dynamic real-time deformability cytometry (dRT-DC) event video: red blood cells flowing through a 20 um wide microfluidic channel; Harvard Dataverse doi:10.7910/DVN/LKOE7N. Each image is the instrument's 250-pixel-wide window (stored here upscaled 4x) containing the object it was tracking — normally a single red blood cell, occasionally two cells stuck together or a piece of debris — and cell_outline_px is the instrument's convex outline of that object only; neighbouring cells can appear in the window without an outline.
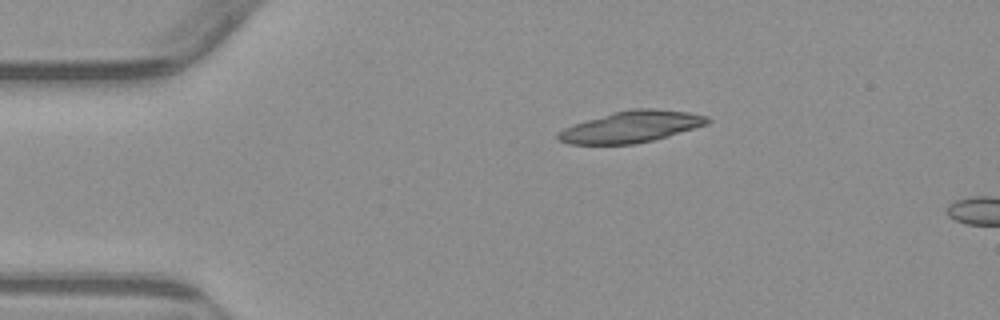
{"species": "common noctule bat (a hibernating species)", "species_latin": "Nyctalus noctula", "temperature_condition": "warm", "stored_images_in_passage": 5, "camera_frame_rate_fps": 3000, "um_per_image_px": 0.085, "animal": {"sex": "male", "body_mass_g": 23.1, "forearm_length_mm": 52.7}, "frame": {"image": 1, "passage_image": 1, "time_ms": 0.0, "image_size_px": [1000, 320], "cell_outline_px": [[712, 120], [708, 124], [668, 136], [636, 144], [568, 144], [556, 140], [556, 132], [572, 124], [612, 112], [632, 108], [656, 108], [688, 112], [708, 116]], "centroid_in_image_um": [53.63, 10.77], "position_along_channel_um": 31.4, "area_um2": 27.69}}